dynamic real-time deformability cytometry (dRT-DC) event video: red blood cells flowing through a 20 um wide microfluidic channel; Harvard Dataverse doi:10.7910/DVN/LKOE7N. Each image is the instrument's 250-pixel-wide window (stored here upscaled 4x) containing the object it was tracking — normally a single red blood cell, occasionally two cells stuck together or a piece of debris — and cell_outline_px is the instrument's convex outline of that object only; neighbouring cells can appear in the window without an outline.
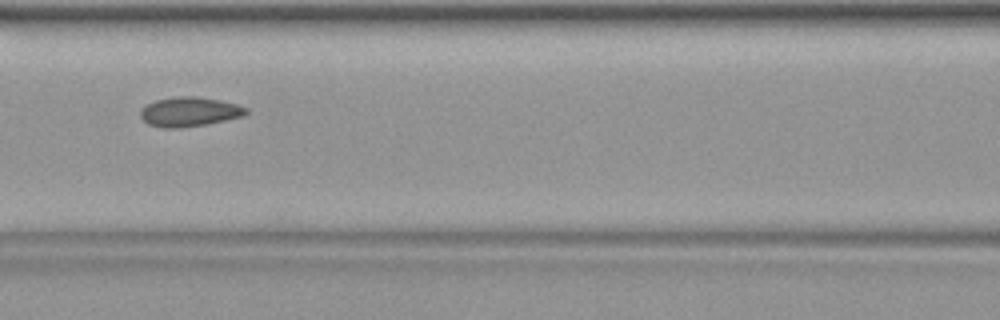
{"species": "common noctule bat (a hibernating species)", "species_latin": "Nyctalus noctula", "temperature_condition": "warm", "stored_images_in_passage": 33, "camera_frame_rate_fps": 3000, "um_per_image_px": 0.085, "animal": {"sex": "female", "body_mass_g": 19.9}, "frame": {"image": 1, "passage_image": 10, "time_ms": 3.0, "image_size_px": [1000, 320], "cell_outline_px": [[248, 112], [244, 116], [208, 124], [176, 128], [164, 128], [148, 124], [140, 116], [140, 108], [156, 100], [176, 96], [196, 96], [220, 100], [236, 104], [248, 108]], "centroid_in_image_um": [16.11, 9.5], "position_along_channel_um": 150.5, "area_um2": 18.21}}